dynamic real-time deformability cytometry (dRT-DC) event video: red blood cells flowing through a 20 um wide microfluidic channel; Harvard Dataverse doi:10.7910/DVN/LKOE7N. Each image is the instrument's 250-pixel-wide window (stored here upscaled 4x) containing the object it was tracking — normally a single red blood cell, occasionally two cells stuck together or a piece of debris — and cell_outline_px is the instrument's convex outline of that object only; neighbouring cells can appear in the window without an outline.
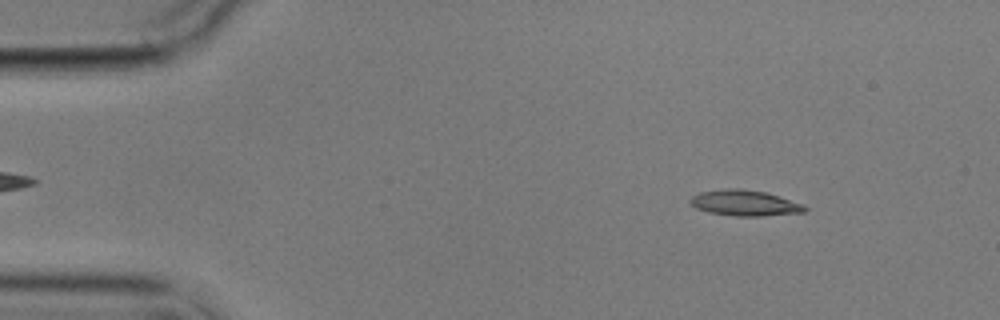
{"species": "common noctule bat (a hibernating species)", "species_latin": "Nyctalus noctula", "temperature_condition": "cold", "stored_images_in_passage": 6, "camera_frame_rate_fps": 3000, "um_per_image_px": 0.085, "animal": {"sex": "male", "body_mass_g": 17.9}, "frame": {"image": 1, "passage_image": 1, "time_ms": 0.0, "image_size_px": [1000, 320], "cell_outline_px": [[808, 208], [804, 212], [760, 216], [736, 216], [708, 212], [696, 208], [688, 200], [692, 196], [700, 192], [728, 188], [740, 188], [764, 192], [804, 204]], "centroid_in_image_um": [63.29, 17.25], "position_along_channel_um": 21.7, "area_um2": 17.05}}
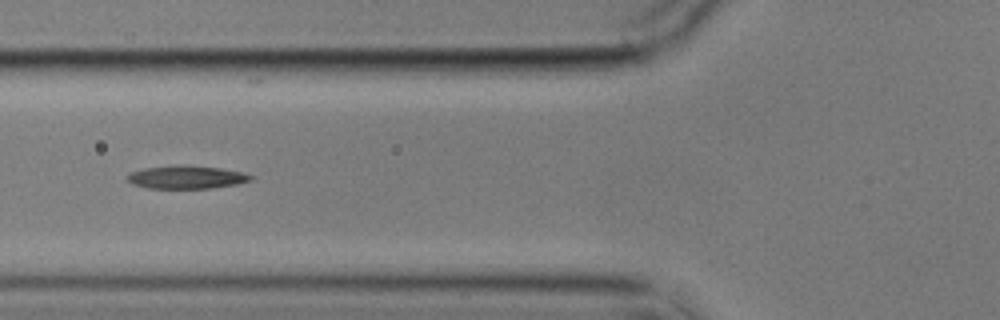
{"frame": {"image": 2, "passage_image": 5, "time_ms": 4.667, "image_size_px": [1000, 320], "cell_outline_px": [[252, 180], [236, 184], [212, 188], [148, 188], [132, 184], [128, 180], [128, 172], [144, 168], [180, 164], [184, 164], [220, 168], [244, 172], [252, 176]], "centroid_in_image_um": [15.84, 15.04], "position_along_channel_um": 110.0, "area_um2": 16.7}}
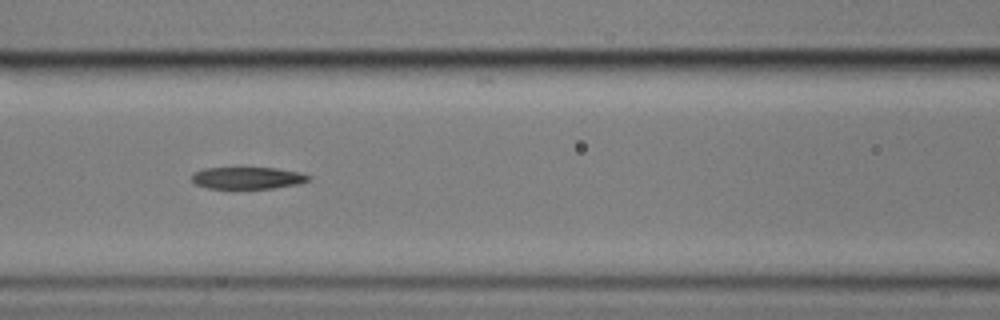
{"frame": {"image": 3, "passage_image": 6, "time_ms": 5.667, "image_size_px": [1000, 320], "cell_outline_px": [[312, 176], [308, 180], [300, 184], [272, 188], [208, 188], [196, 184], [192, 180], [192, 172], [204, 168], [276, 168], [300, 172]], "centroid_in_image_um": [21.05, 15.12], "position_along_channel_um": 145.5, "area_um2": 14.91}}